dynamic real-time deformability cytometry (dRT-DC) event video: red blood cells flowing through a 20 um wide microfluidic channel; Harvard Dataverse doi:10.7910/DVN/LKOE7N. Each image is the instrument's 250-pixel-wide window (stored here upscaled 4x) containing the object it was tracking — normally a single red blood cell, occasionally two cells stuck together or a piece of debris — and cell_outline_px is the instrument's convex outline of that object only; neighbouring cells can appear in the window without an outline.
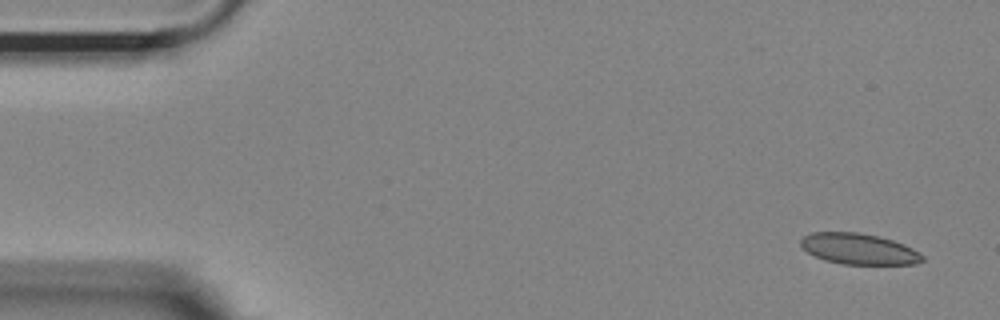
{"species": "Egyptian fruit bat (a non-hibernating species)", "species_latin": "Rousettus aegyptiacus", "temperature_condition": "room temperature", "stored_images_in_passage": 52, "camera_frame_rate_fps": 3000, "um_per_image_px": 0.085, "animal": {"sex": "female"}, "frame": {"image": 1, "passage_image": 1, "time_ms": 0.0, "image_size_px": [1000, 320], "cell_outline_px": [[924, 260], [916, 264], [844, 264], [824, 260], [808, 252], [800, 244], [800, 240], [804, 236], [812, 232], [856, 232], [880, 236], [904, 244], [920, 252], [924, 256]], "centroid_in_image_um": [73.03, 21.15], "position_along_channel_um": 12.0, "area_um2": 21.91}}
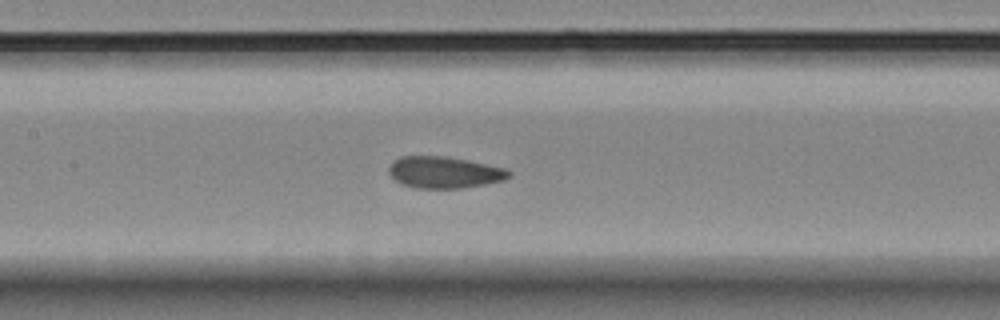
{"frame": {"image": 2, "passage_image": 23, "time_ms": 7.333, "image_size_px": [1000, 320], "cell_outline_px": [[512, 176], [504, 180], [484, 184], [460, 188], [416, 188], [400, 184], [388, 172], [388, 168], [400, 156], [444, 156], [468, 160], [508, 168], [512, 172]], "centroid_in_image_um": [37.81, 14.65], "position_along_channel_um": 169.6, "area_um2": 22.2}}
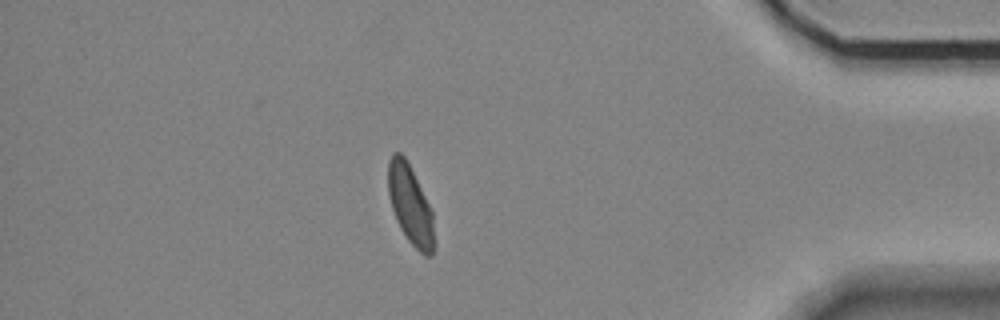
{"frame": {"image": 3, "passage_image": 45, "time_ms": 14.667, "image_size_px": [1000, 320], "cell_outline_px": [[436, 244], [432, 256], [424, 256], [408, 240], [400, 228], [396, 220], [388, 196], [388, 160], [392, 152], [400, 152], [404, 156], [432, 212]], "centroid_in_image_um": [34.88, 17.47], "position_along_channel_um": 400.3, "area_um2": 21.15}, "authors_computed_cell_mechanics": {"area_um2": 22.3108, "velocity_mm_per_s": 3.6682, "shape_relaxation_time_tau1_ms": null, "shape_relaxation_time_tau2_ms": 0.9194, "deformation_change_tau1": null, "deformation_change_tau2": 0.0565}}